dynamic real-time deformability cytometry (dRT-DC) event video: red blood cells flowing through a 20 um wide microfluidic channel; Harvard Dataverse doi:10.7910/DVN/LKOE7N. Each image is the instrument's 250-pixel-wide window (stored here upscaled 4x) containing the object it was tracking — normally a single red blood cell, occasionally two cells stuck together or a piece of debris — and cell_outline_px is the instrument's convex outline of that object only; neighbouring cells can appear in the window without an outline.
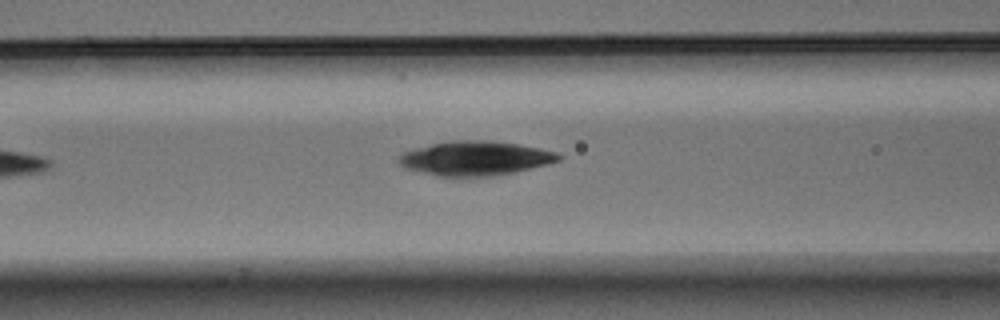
{"species": "Egyptian fruit bat (a non-hibernating species)", "species_latin": "Rousettus aegyptiacus", "temperature_condition": "warm", "stored_images_in_passage": 6, "camera_frame_rate_fps": 3000, "um_per_image_px": 0.085, "animal": {"sex": "male"}, "frame": {"image": 1, "passage_image": 6, "time_ms": 1.667, "image_size_px": [1000, 320], "cell_outline_px": [[564, 156], [560, 160], [548, 164], [516, 172], [492, 176], [436, 176], [404, 168], [400, 164], [400, 152], [432, 144], [452, 140], [492, 140], [520, 144], [540, 148], [556, 152]], "centroid_in_image_um": [40.43, 13.45], "position_along_channel_um": 126.2, "area_um2": 32.14}}